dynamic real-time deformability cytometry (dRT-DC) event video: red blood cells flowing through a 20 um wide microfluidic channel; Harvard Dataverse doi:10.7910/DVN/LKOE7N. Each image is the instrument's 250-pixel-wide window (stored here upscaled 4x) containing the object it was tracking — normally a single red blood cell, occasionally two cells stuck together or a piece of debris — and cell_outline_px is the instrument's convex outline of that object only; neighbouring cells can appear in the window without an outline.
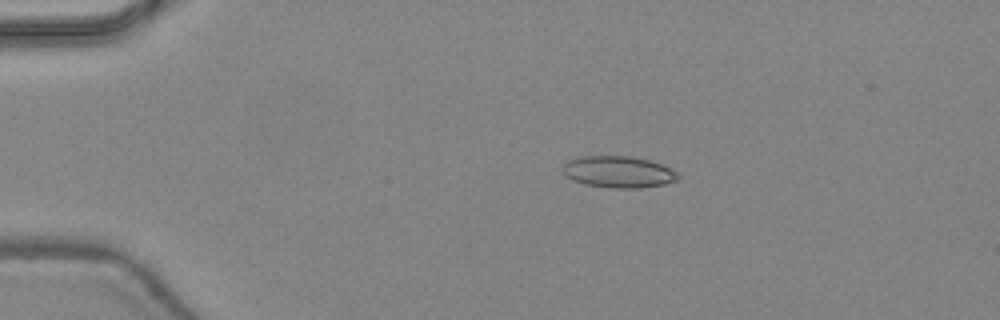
{"species": "common noctule bat (a hibernating species)", "species_latin": "Nyctalus noctula", "temperature_condition": "warm", "stored_images_in_passage": 39, "camera_frame_rate_fps": 3000, "um_per_image_px": 0.085, "animal": {"sex": "female", "body_mass_g": 24.6, "forearm_length_mm": 56.2}, "frame": {"image": 1, "passage_image": 2, "time_ms": 0.333, "image_size_px": [1000, 320], "cell_outline_px": [[680, 176], [676, 180], [664, 184], [640, 188], [608, 188], [584, 184], [572, 180], [564, 172], [564, 164], [568, 160], [580, 156], [628, 156], [648, 160], [660, 164], [676, 172]], "centroid_in_image_um": [52.55, 14.62], "position_along_channel_um": 32.5, "area_um2": 21.04}}
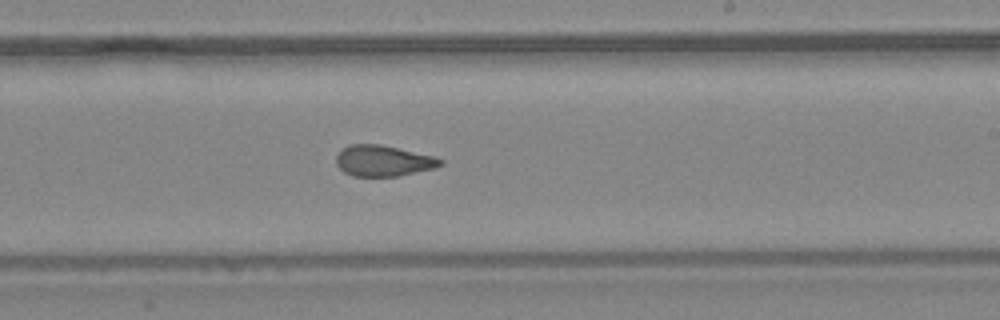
{"frame": {"image": 2, "passage_image": 21, "time_ms": 6.667, "image_size_px": [1000, 320], "cell_outline_px": [[444, 164], [436, 168], [400, 176], [352, 176], [344, 172], [336, 164], [336, 156], [340, 148], [348, 144], [380, 144], [436, 156], [444, 160]], "centroid_in_image_um": [32.59, 13.66], "position_along_channel_um": 256.4, "area_um2": 19.19}}
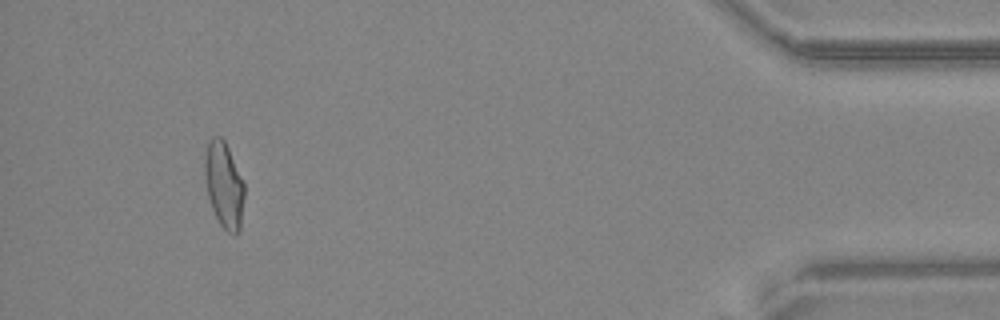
{"frame": {"image": 3, "passage_image": 36, "time_ms": 11.667, "image_size_px": [1000, 320], "cell_outline_px": [[244, 196], [240, 232], [236, 236], [232, 236], [220, 224], [212, 208], [208, 196], [204, 176], [204, 156], [208, 140], [212, 136], [220, 136], [224, 140], [228, 148], [244, 184]], "centroid_in_image_um": [19.03, 15.74], "position_along_channel_um": 416.2, "area_um2": 19.94}, "authors_computed_cell_mechanics": {"area_um2": 19.7676, "velocity_mm_per_s": 4.4652, "shape_relaxation_time_tau1_ms": null, "shape_relaxation_time_tau2_ms": 1.6096, "deformation_change_tau1": null, "deformation_change_tau2": 0.0949}}